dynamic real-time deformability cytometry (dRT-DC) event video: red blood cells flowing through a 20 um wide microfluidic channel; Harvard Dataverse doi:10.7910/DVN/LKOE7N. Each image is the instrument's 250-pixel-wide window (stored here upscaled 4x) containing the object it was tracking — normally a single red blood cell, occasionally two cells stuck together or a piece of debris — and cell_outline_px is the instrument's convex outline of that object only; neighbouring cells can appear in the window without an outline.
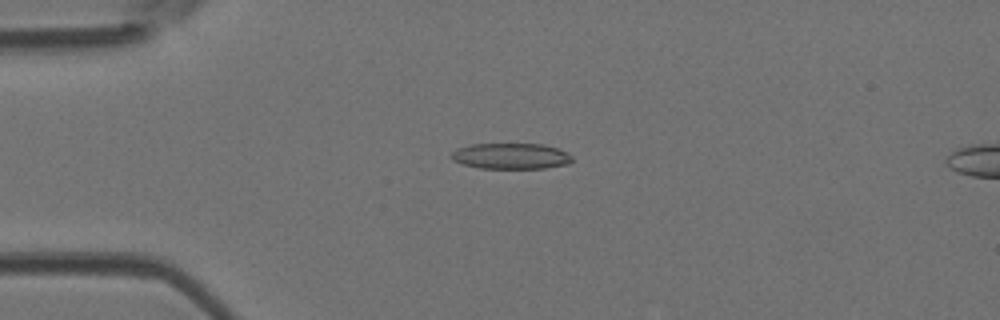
{"species": "Egyptian fruit bat (a non-hibernating species)", "species_latin": "Rousettus aegyptiacus", "temperature_condition": "room temperature", "stored_images_in_passage": 6, "camera_frame_rate_fps": 3000, "um_per_image_px": 0.085, "animal": {"sex": "female"}, "frame": {"image": 1, "passage_image": 3, "time_ms": 0.667, "image_size_px": [1000, 320], "cell_outline_px": [[572, 160], [568, 164], [544, 168], [480, 168], [464, 164], [452, 160], [452, 152], [456, 148], [472, 144], [544, 144], [556, 148], [572, 156]], "centroid_in_image_um": [43.41, 13.26], "position_along_channel_um": 41.6, "area_um2": 18.03}}
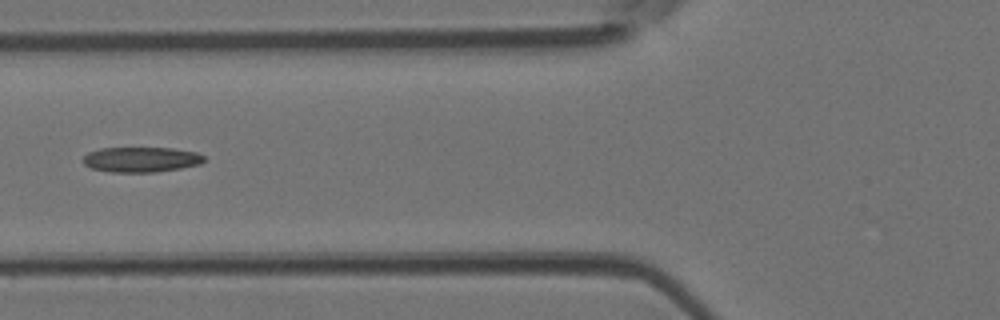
{"frame": {"image": 2, "passage_image": 5, "time_ms": 1.333, "image_size_px": [1000, 320], "cell_outline_px": [[204, 160], [200, 164], [180, 168], [156, 172], [112, 172], [92, 168], [84, 164], [84, 156], [88, 152], [100, 148], [172, 148], [196, 152], [204, 156]], "centroid_in_image_um": [12.0, 13.55], "position_along_channel_um": 113.8, "area_um2": 17.63}}
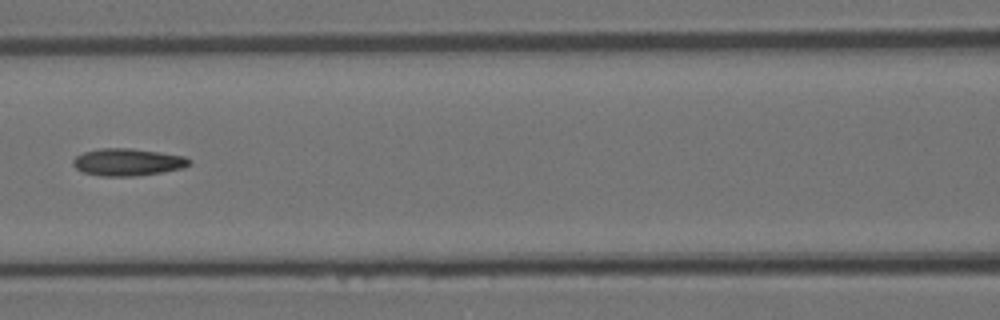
{"frame": {"image": 3, "passage_image": 6, "time_ms": 1.667, "image_size_px": [1000, 320], "cell_outline_px": [[192, 164], [184, 168], [136, 176], [100, 176], [84, 172], [76, 168], [72, 164], [72, 160], [76, 156], [84, 152], [100, 148], [132, 148], [160, 152], [184, 156], [192, 160]], "centroid_in_image_um": [10.87, 13.77], "position_along_channel_um": 155.7, "area_um2": 18.55}}